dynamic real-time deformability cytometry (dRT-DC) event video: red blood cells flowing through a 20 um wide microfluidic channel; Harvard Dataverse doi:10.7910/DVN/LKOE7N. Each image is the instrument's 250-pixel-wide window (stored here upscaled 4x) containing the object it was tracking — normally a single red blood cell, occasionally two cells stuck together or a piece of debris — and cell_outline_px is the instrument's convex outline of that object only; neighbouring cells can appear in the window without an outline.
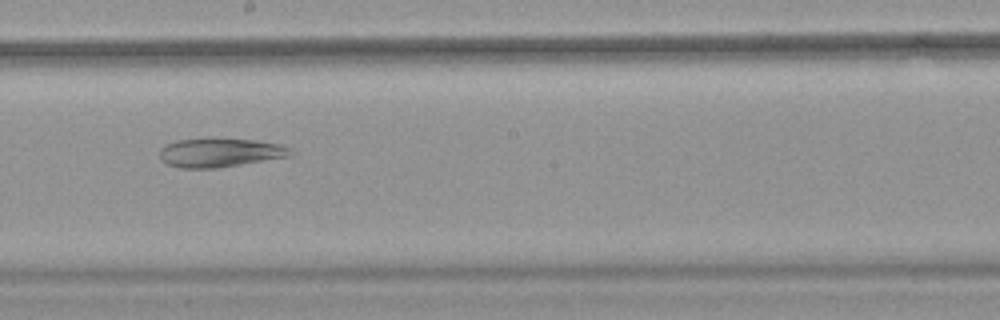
{"species": "common noctule bat (a hibernating species)", "species_latin": "Nyctalus noctula", "temperature_condition": "warm", "stored_images_in_passage": 54, "camera_frame_rate_fps": 3000, "um_per_image_px": 0.085, "animal": {"sex": "female", "body_mass_g": 18.4}, "frame": {"image": 1, "passage_image": 31, "time_ms": 10.0, "image_size_px": [1000, 320], "cell_outline_px": [[292, 152], [288, 156], [216, 168], [180, 168], [168, 164], [160, 160], [160, 148], [164, 144], [176, 140], [208, 136], [212, 136], [256, 140], [280, 144], [288, 148]], "centroid_in_image_um": [18.6, 12.92], "position_along_channel_um": 229.6, "area_um2": 22.54}}